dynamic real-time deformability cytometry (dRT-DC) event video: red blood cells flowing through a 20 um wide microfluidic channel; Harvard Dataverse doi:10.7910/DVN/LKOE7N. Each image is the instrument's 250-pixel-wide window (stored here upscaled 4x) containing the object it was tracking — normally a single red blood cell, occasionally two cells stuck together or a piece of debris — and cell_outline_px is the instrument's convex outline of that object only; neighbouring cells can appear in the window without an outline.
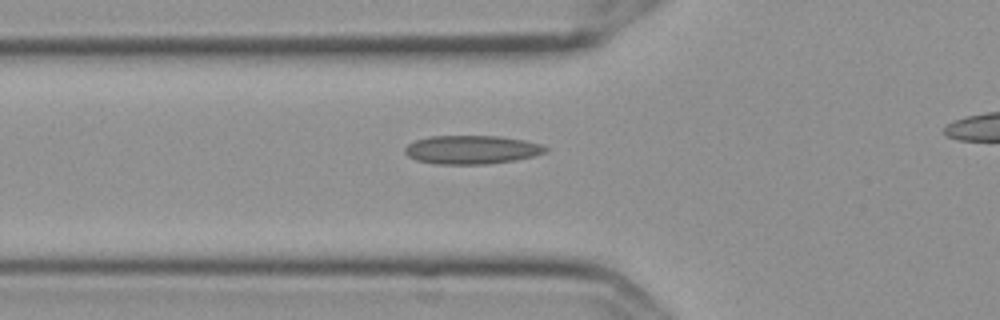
{"species": "Egyptian fruit bat (a non-hibernating species)", "species_latin": "Rousettus aegyptiacus", "temperature_condition": "cold", "stored_images_in_passage": 32, "camera_frame_rate_fps": 3000, "um_per_image_px": 0.085, "frame": {"image": 1, "passage_image": 2, "time_ms": 0.333, "image_size_px": [1000, 320], "cell_outline_px": [[548, 148], [544, 152], [532, 156], [512, 160], [484, 164], [436, 164], [416, 160], [408, 156], [404, 152], [404, 148], [408, 144], [416, 140], [428, 136], [500, 136], [524, 140], [540, 144]], "centroid_in_image_um": [40.03, 12.72], "position_along_channel_um": 85.8, "area_um2": 23.24}}
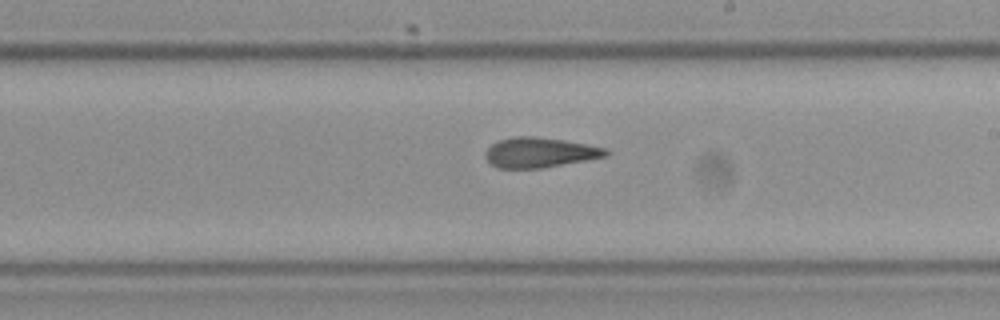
{"frame": {"image": 2, "passage_image": 15, "time_ms": 4.667, "image_size_px": [1000, 320], "cell_outline_px": [[608, 152], [604, 156], [584, 160], [540, 168], [500, 168], [492, 164], [484, 156], [484, 152], [496, 140], [516, 136], [536, 136], [564, 140], [604, 148]], "centroid_in_image_um": [45.78, 12.95], "position_along_channel_um": 243.2, "area_um2": 20.69}}
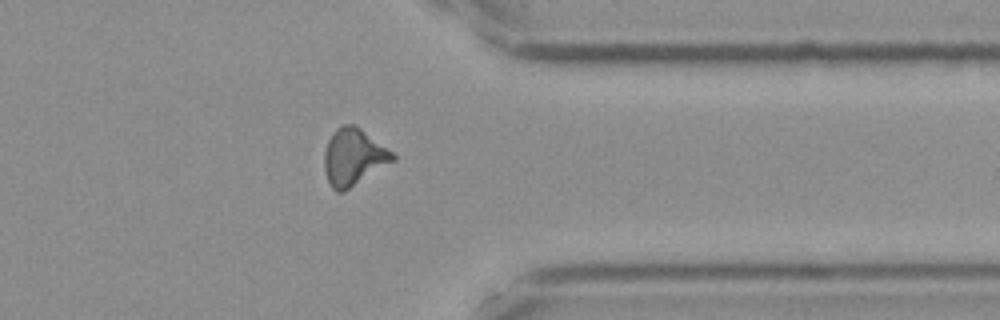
{"frame": {"image": 3, "passage_image": 27, "time_ms": 8.667, "image_size_px": [1000, 320], "cell_outline_px": [[396, 160], [344, 192], [336, 192], [332, 188], [328, 180], [324, 168], [324, 152], [328, 140], [332, 132], [336, 128], [344, 124], [352, 124], [360, 128], [392, 152], [396, 156]], "centroid_in_image_um": [30.04, 13.36], "position_along_channel_um": 381.4, "area_um2": 22.6}}